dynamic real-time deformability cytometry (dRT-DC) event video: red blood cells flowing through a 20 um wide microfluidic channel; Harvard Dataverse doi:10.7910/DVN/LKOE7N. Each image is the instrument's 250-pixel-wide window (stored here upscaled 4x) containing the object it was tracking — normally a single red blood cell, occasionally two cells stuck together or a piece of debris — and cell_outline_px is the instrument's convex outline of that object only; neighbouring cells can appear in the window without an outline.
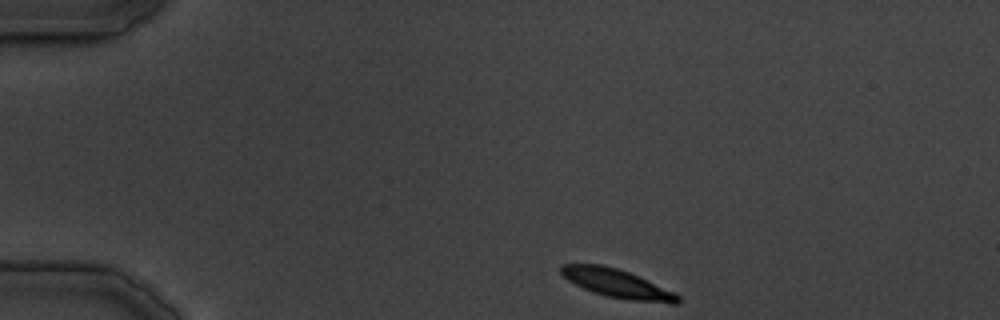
{"species": "common noctule bat (a hibernating species)", "species_latin": "Nyctalus noctula", "temperature_condition": "cold", "stored_images_in_passage": 33, "camera_frame_rate_fps": 3000, "um_per_image_px": 0.085, "animal": {"sex": "male", "body_mass_g": 19.5, "forearm_length_mm": 54.6}, "frame": {"image": 1, "passage_image": 1, "time_ms": 0.0, "image_size_px": [1000, 320], "cell_outline_px": [[680, 304], [672, 304], [632, 300], [608, 296], [592, 292], [568, 280], [560, 272], [560, 268], [564, 264], [600, 264], [616, 268], [628, 272], [676, 292], [680, 296]], "centroid_in_image_um": [52.51, 24.11], "position_along_channel_um": 32.5, "area_um2": 19.25}}
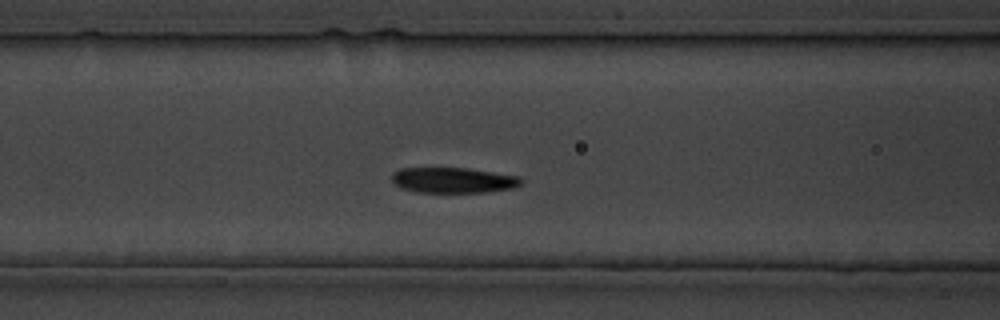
{"frame": {"image": 2, "passage_image": 10, "time_ms": 11.0, "image_size_px": [1000, 320], "cell_outline_px": [[524, 184], [512, 188], [484, 192], [416, 192], [400, 188], [392, 180], [392, 172], [400, 168], [468, 168], [520, 176], [524, 180]], "centroid_in_image_um": [38.55, 15.31], "position_along_channel_um": 128.1, "area_um2": 19.36}}
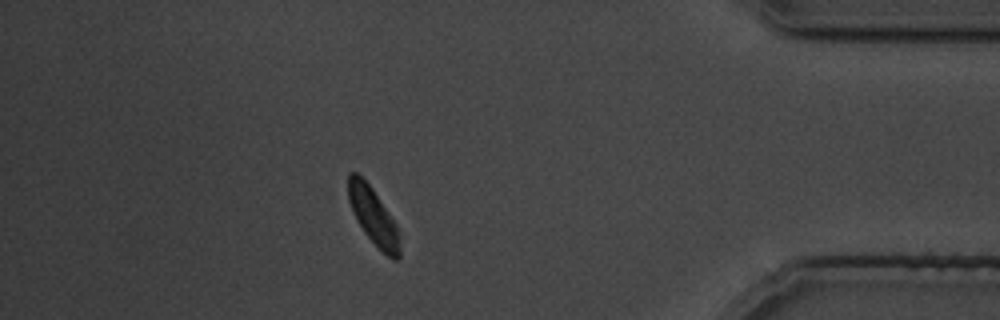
{"frame": {"image": 3, "passage_image": 29, "time_ms": 32.667, "image_size_px": [1000, 320], "cell_outline_px": [[400, 256], [396, 260], [392, 260], [364, 232], [348, 200], [348, 172], [356, 172], [372, 188], [396, 224], [400, 236]], "centroid_in_image_um": [31.75, 18.38], "position_along_channel_um": 403.5, "area_um2": 16.59}}